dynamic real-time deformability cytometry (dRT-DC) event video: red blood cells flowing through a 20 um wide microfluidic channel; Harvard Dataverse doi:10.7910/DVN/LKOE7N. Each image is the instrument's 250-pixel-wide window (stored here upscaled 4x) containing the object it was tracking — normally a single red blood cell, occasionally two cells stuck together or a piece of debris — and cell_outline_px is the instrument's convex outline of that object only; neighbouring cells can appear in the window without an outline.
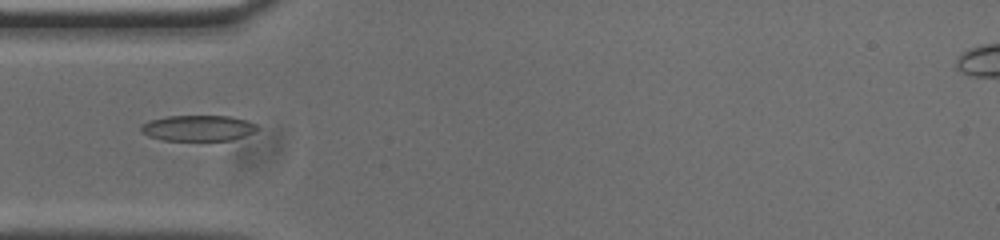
{"species": "common noctule bat (a hibernating species)", "species_latin": "Nyctalus noctula", "temperature_condition": "cold", "stored_images_in_passage": 39, "camera_frame_rate_fps": 3000, "um_per_image_px": 0.085, "animal": {"sex": "male", "body_mass_g": 20.0, "forearm_length_mm": 53.3}, "frame": {"image": 1, "passage_image": 1, "time_ms": 0.0, "image_size_px": [1000, 240], "cell_outline_px": [[260, 128], [244, 136], [232, 140], [164, 140], [148, 136], [140, 132], [140, 128], [148, 120], [168, 116], [232, 116], [256, 124]], "centroid_in_image_um": [16.82, 10.88], "position_along_channel_um": 68.2, "area_um2": 17.4}}
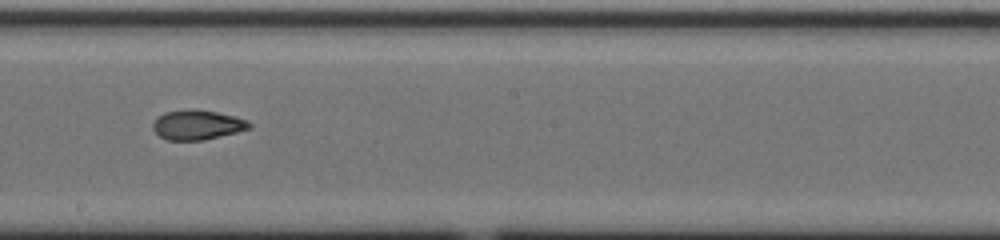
{"frame": {"image": 2, "passage_image": 14, "time_ms": 4.333, "image_size_px": [1000, 240], "cell_outline_px": [[252, 128], [204, 140], [168, 140], [160, 136], [152, 128], [152, 124], [156, 116], [164, 112], [188, 108], [196, 108], [216, 112], [248, 120], [252, 124]], "centroid_in_image_um": [16.74, 10.59], "position_along_channel_um": 231.5, "area_um2": 16.88}}
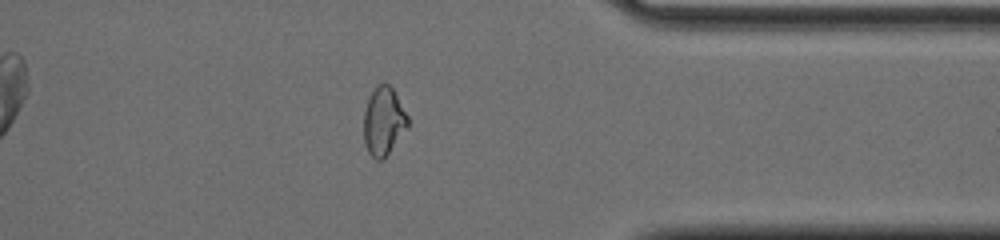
{"frame": {"image": 3, "passage_image": 27, "time_ms": 8.667, "image_size_px": [1000, 240], "cell_outline_px": [[408, 128], [384, 160], [376, 160], [368, 152], [364, 144], [364, 108], [376, 84], [384, 80], [392, 88], [408, 116]], "centroid_in_image_um": [32.6, 10.31], "position_along_channel_um": 378.8, "area_um2": 17.8}}